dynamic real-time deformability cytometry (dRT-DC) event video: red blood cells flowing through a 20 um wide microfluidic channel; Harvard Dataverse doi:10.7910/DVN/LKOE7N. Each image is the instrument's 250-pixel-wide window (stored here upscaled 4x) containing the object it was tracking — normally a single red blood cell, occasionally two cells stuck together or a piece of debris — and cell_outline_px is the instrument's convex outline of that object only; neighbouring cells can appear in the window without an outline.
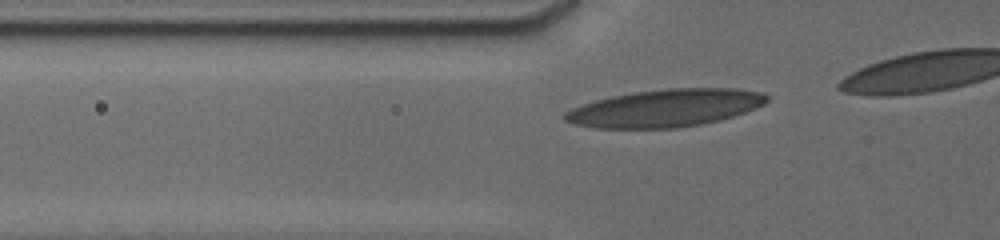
{"species": "human", "species_latin": "Homo sapiens", "temperature_condition": "cold", "stored_images_in_passage": 20, "camera_frame_rate_fps": 3000, "um_per_image_px": 0.085, "donor": {"sex": "male"}, "frame": {"image": 1, "passage_image": 9, "time_ms": 2.0, "image_size_px": [1000, 240], "cell_outline_px": [[768, 100], [764, 104], [756, 108], [720, 120], [700, 124], [676, 128], [596, 128], [576, 124], [564, 120], [564, 112], [572, 108], [596, 100], [612, 96], [632, 92], [668, 88], [736, 88], [764, 92], [768, 96]], "centroid_in_image_um": [56.58, 9.18], "position_along_channel_um": 69.2, "area_um2": 44.1}}
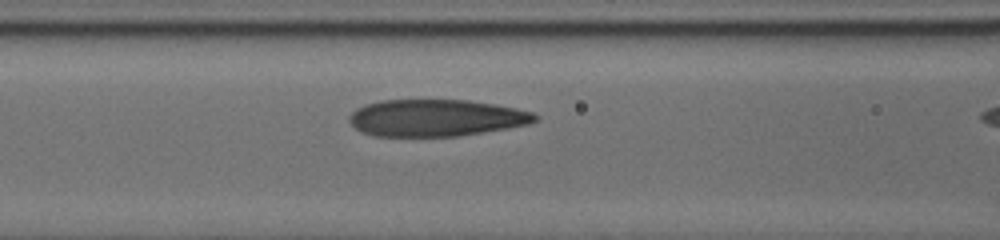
{"frame": {"image": 2, "passage_image": 15, "time_ms": 3.667, "image_size_px": [1000, 240], "cell_outline_px": [[540, 116], [536, 120], [528, 124], [508, 128], [456, 136], [376, 136], [364, 132], [356, 128], [348, 120], [348, 116], [356, 108], [364, 104], [380, 100], [468, 100], [516, 108], [532, 112]], "centroid_in_image_um": [37.04, 10.01], "position_along_channel_um": 129.6, "area_um2": 39.82}}